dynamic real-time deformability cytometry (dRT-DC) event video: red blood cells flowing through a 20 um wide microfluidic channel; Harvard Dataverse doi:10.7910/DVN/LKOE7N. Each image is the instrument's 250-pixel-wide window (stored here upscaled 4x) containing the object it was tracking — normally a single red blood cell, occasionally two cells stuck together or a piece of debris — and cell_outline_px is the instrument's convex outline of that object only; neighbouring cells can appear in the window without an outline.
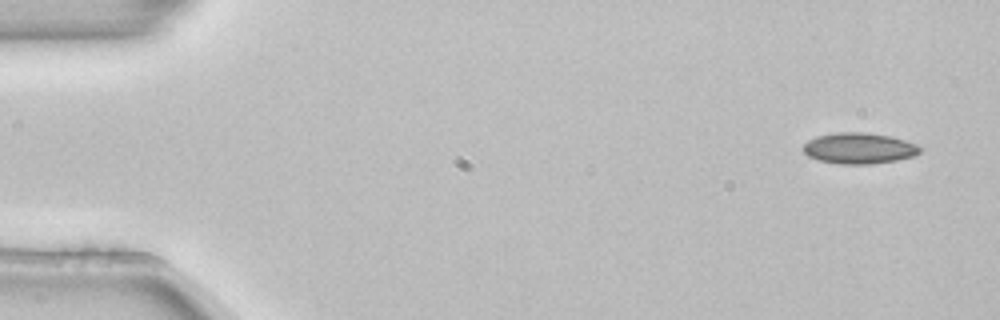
{"species": "common noctule bat (a hibernating species)", "species_latin": "Nyctalus noctula", "temperature_condition": "room temperature", "stored_images_in_passage": 4, "camera_frame_rate_fps": 3000, "um_per_image_px": 0.085, "animal": {"sex": "female", "body_mass_g": 22.7, "forearm_length_mm": 54.2}, "frame": {"image": 1, "passage_image": 1, "time_ms": 0.0, "image_size_px": [1000, 320], "cell_outline_px": [[920, 152], [912, 156], [896, 160], [872, 164], [840, 164], [820, 160], [808, 156], [800, 148], [808, 140], [816, 136], [836, 132], [864, 132], [888, 136], [904, 140], [916, 144], [920, 148]], "centroid_in_image_um": [72.97, 12.6], "position_along_channel_um": 12.0, "area_um2": 20.98}}
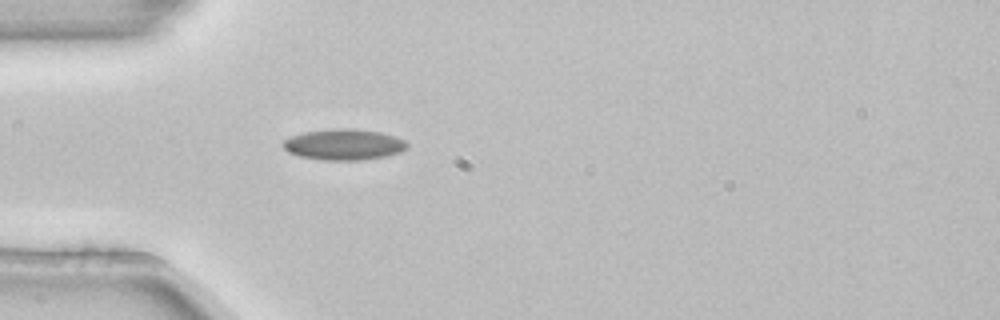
{"frame": {"image": 2, "passage_image": 4, "time_ms": 1.0, "image_size_px": [1000, 320], "cell_outline_px": [[408, 148], [400, 152], [384, 156], [360, 160], [324, 160], [300, 156], [288, 152], [284, 148], [284, 140], [292, 136], [304, 132], [332, 128], [352, 128], [380, 132], [396, 136], [404, 140], [408, 144]], "centroid_in_image_um": [29.25, 12.27], "position_along_channel_um": 55.7, "area_um2": 22.31}}